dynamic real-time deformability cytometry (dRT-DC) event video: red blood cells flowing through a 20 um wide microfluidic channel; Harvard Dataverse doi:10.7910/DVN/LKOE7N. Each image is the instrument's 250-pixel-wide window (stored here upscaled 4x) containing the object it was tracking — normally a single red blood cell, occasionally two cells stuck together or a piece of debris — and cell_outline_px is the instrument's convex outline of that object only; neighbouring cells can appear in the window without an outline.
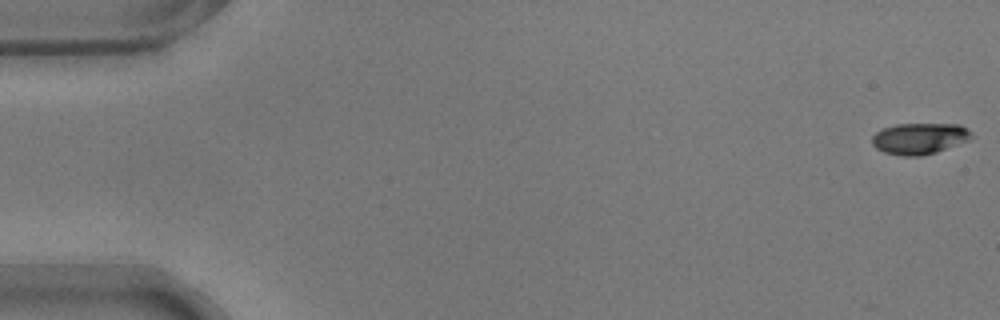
{"species": "common noctule bat (a hibernating species)", "species_latin": "Nyctalus noctula", "temperature_condition": "warm", "stored_images_in_passage": 16, "camera_frame_rate_fps": 3000, "um_per_image_px": 0.085, "animal": {"sex": "male", "body_mass_g": 17.9}, "frame": {"image": 1, "passage_image": 1, "time_ms": 0.0, "image_size_px": [1000, 320], "cell_outline_px": [[976, 136], [968, 140], [936, 152], [920, 156], [900, 156], [884, 152], [876, 148], [872, 144], [872, 136], [876, 132], [884, 128], [896, 124], [960, 124], [968, 128]], "centroid_in_image_um": [78.18, 11.77], "position_along_channel_um": 6.8, "area_um2": 18.21}}
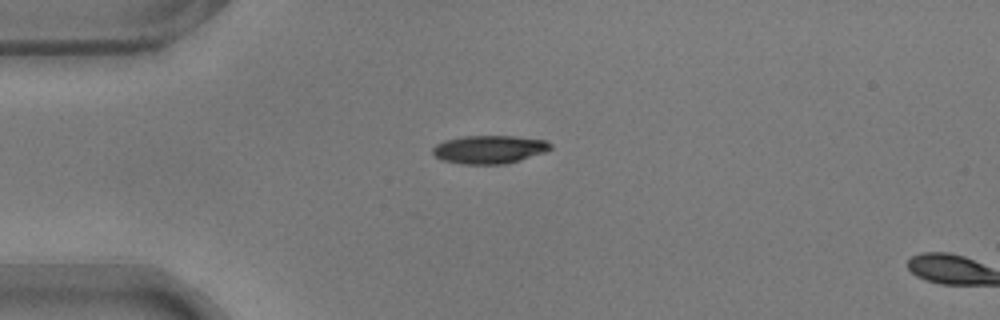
{"frame": {"image": 2, "passage_image": 14, "time_ms": 4.333, "image_size_px": [1000, 320], "cell_outline_px": [[552, 148], [544, 152], [520, 160], [504, 164], [464, 164], [444, 160], [436, 156], [432, 152], [432, 148], [436, 144], [444, 140], [464, 136], [512, 136], [544, 140], [552, 144]], "centroid_in_image_um": [41.58, 12.7], "position_along_channel_um": 43.4, "area_um2": 19.19}}